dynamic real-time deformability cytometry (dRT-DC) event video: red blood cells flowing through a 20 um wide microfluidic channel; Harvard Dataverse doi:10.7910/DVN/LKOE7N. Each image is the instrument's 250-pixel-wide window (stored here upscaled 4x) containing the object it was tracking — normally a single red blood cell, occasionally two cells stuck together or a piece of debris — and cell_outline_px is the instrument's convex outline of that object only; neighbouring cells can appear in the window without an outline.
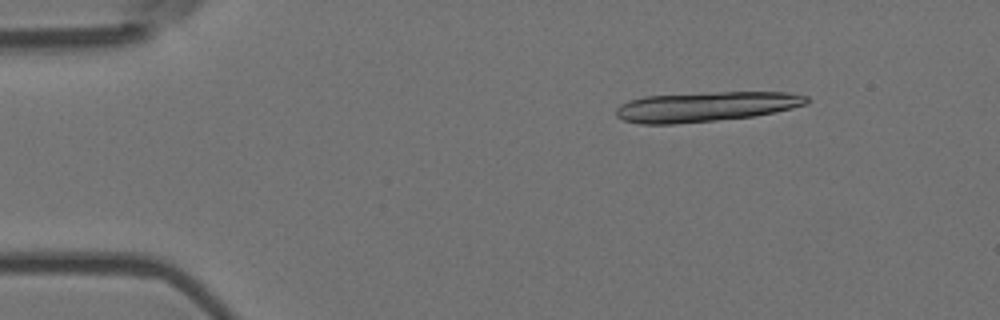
{"species": "Egyptian fruit bat (a non-hibernating species)", "species_latin": "Rousettus aegyptiacus", "temperature_condition": "room temperature", "stored_images_in_passage": 4, "camera_frame_rate_fps": 3000, "um_per_image_px": 0.085, "animal": {"sex": "female"}, "frame": {"image": 1, "passage_image": 2, "time_ms": 0.333, "image_size_px": [1000, 320], "cell_outline_px": [[808, 104], [792, 108], [752, 116], [716, 120], [676, 124], [640, 124], [624, 120], [616, 116], [616, 108], [620, 104], [628, 100], [644, 96], [700, 92], [788, 92], [808, 96]], "centroid_in_image_um": [59.95, 9.05], "position_along_channel_um": 25.1, "area_um2": 33.35}}